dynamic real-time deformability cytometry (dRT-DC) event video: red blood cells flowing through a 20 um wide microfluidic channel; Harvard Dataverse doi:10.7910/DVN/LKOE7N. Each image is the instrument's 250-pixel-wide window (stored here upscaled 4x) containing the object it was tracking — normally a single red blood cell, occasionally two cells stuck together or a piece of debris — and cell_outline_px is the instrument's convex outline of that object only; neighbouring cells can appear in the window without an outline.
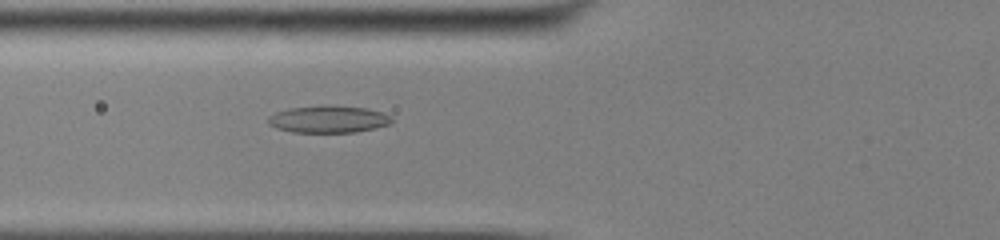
{"species": "common noctule bat (a hibernating species)", "species_latin": "Nyctalus noctula", "temperature_condition": "cold", "stored_images_in_passage": 35, "camera_frame_rate_fps": 3000, "um_per_image_px": 0.085, "animal": {"sex": "male", "body_mass_g": 13.0, "forearm_length_mm": 53.1}, "frame": {"image": 1, "passage_image": 3, "time_ms": 0.667, "image_size_px": [1000, 240], "cell_outline_px": [[392, 120], [388, 124], [376, 128], [356, 132], [292, 132], [276, 128], [268, 124], [268, 116], [276, 112], [288, 108], [364, 108], [384, 112], [392, 116]], "centroid_in_image_um": [27.92, 10.18], "position_along_channel_um": 97.9, "area_um2": 18.67}}
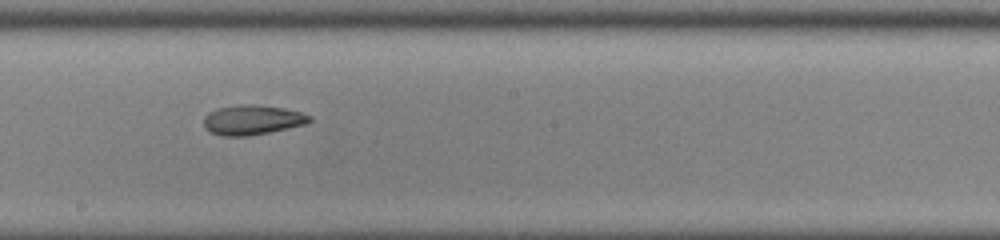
{"frame": {"image": 2, "passage_image": 13, "time_ms": 4.0, "image_size_px": [1000, 240], "cell_outline_px": [[312, 120], [304, 124], [288, 128], [248, 136], [220, 136], [208, 132], [204, 128], [204, 116], [208, 112], [216, 108], [240, 104], [256, 104], [284, 108], [300, 112], [312, 116]], "centroid_in_image_um": [21.39, 10.19], "position_along_channel_um": 226.8, "area_um2": 18.55}}
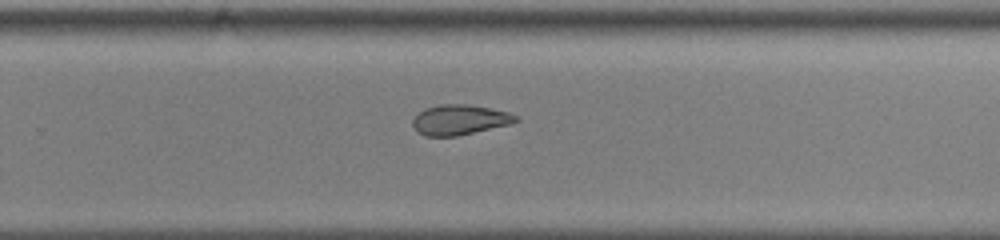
{"frame": {"image": 3, "passage_image": 18, "time_ms": 5.667, "image_size_px": [1000, 240], "cell_outline_px": [[520, 120], [512, 124], [456, 136], [424, 136], [416, 132], [412, 124], [412, 120], [424, 108], [440, 104], [464, 104], [488, 108], [508, 112], [516, 116]], "centroid_in_image_um": [39.05, 10.19], "position_along_channel_um": 290.8, "area_um2": 18.09}, "authors_computed_cell_mechanics": {"area_um2": 19.0162, "velocity_mm_per_s": 3.8617, "shape_relaxation_time_tau1_ms": 5.389, "shape_relaxation_time_tau2_ms": 5.8978, "deformation_change_tau1": 0.1639, "deformation_change_tau2": 0.142}}